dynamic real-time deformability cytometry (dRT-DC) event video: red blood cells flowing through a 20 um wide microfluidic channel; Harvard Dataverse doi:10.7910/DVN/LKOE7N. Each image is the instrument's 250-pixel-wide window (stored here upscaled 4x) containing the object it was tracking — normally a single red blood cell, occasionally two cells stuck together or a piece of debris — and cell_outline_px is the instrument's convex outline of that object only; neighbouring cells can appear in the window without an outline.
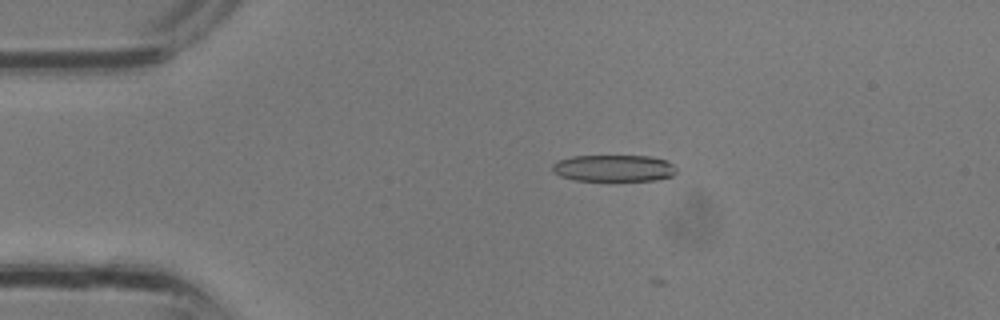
{"species": "common noctule bat (a hibernating species)", "species_latin": "Nyctalus noctula", "temperature_condition": "room temperature", "stored_images_in_passage": 13, "camera_frame_rate_fps": 3000, "um_per_image_px": 0.085, "animal": {"sex": "male", "body_mass_g": 13.3}, "frame": {"image": 1, "passage_image": 7, "time_ms": 2.0, "image_size_px": [1000, 320], "cell_outline_px": [[676, 172], [672, 176], [652, 180], [576, 180], [560, 176], [552, 172], [552, 164], [556, 160], [572, 156], [648, 156], [664, 160], [672, 164], [676, 168]], "centroid_in_image_um": [52.11, 14.29], "position_along_channel_um": 32.9, "area_um2": 19.19}}
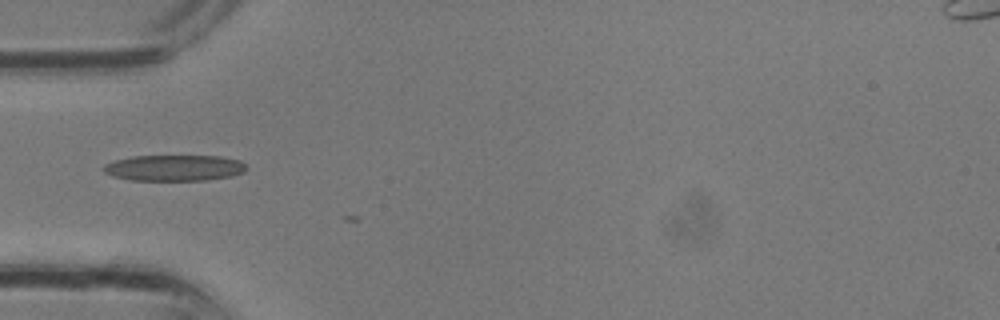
{"frame": {"image": 2, "passage_image": 11, "time_ms": 3.333, "image_size_px": [1000, 320], "cell_outline_px": [[248, 168], [244, 172], [232, 176], [208, 180], [132, 180], [112, 176], [104, 172], [100, 168], [104, 164], [116, 160], [132, 156], [220, 156], [240, 160]], "centroid_in_image_um": [14.81, 14.27], "position_along_channel_um": 70.2, "area_um2": 21.79}}